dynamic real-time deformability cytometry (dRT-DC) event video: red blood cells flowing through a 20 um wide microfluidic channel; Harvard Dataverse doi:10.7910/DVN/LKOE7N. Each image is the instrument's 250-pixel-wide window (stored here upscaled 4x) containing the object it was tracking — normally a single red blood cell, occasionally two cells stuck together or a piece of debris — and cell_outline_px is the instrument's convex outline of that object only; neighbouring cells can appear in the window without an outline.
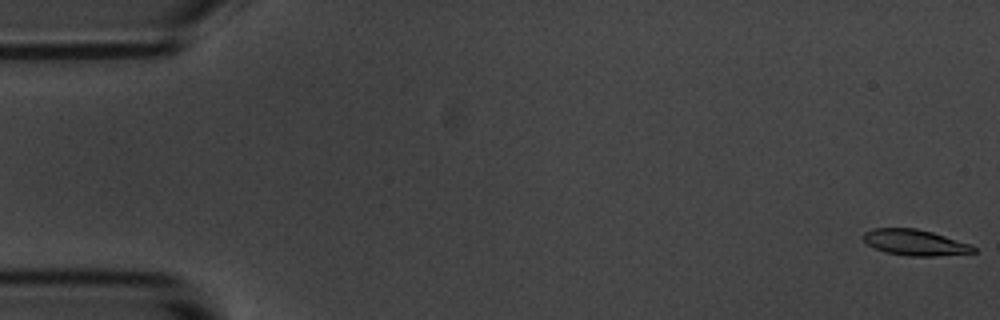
{"species": "common noctule bat (a hibernating species)", "species_latin": "Nyctalus noctula", "temperature_condition": "room temperature", "stored_images_in_passage": 59, "camera_frame_rate_fps": 3000, "um_per_image_px": 0.085, "animal": {"sex": "male", "body_mass_g": 20.1, "forearm_length_mm": 53.5}, "frame": {"image": 1, "passage_image": 1, "time_ms": 0.0, "image_size_px": [1000, 320], "cell_outline_px": [[976, 252], [936, 256], [908, 256], [884, 252], [868, 244], [864, 240], [864, 232], [872, 228], [916, 228], [932, 232], [972, 244], [976, 248]], "centroid_in_image_um": [77.8, 20.61], "position_along_channel_um": 7.2, "area_um2": 16.65}}
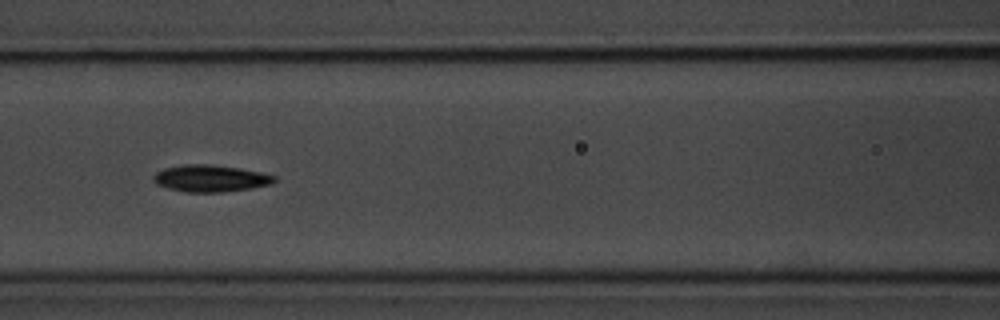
{"frame": {"image": 2, "passage_image": 25, "time_ms": 8.0, "image_size_px": [1000, 320], "cell_outline_px": [[276, 180], [272, 184], [252, 188], [220, 192], [184, 192], [168, 188], [156, 184], [152, 180], [152, 176], [156, 172], [164, 168], [184, 164], [208, 164], [240, 168], [260, 172], [276, 176]], "centroid_in_image_um": [17.87, 15.16], "position_along_channel_um": 148.7, "area_um2": 19.02}}
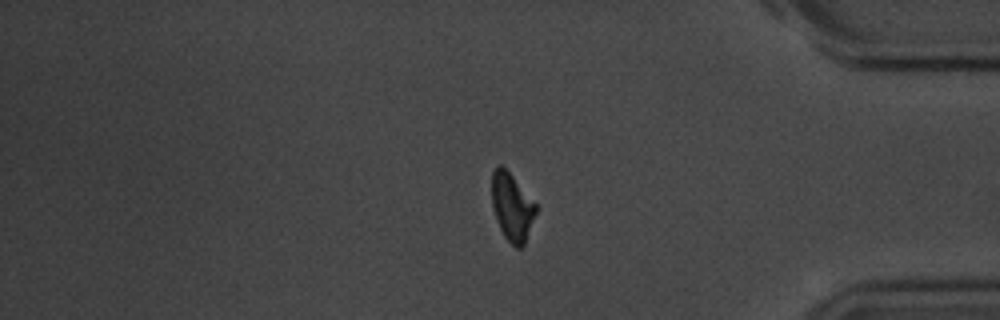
{"frame": {"image": 3, "passage_image": 48, "time_ms": 15.667, "image_size_px": [1000, 320], "cell_outline_px": [[536, 212], [524, 244], [520, 248], [516, 248], [504, 236], [496, 220], [492, 208], [492, 172], [496, 164], [500, 164], [512, 176], [536, 204]], "centroid_in_image_um": [43.49, 17.58], "position_along_channel_um": 391.7, "area_um2": 17.11}, "authors_computed_cell_mechanics": {"area_um2": 17.8602, "velocity_mm_per_s": 3.4925, "shape_relaxation_time_tau1_ms": 2.4317, "shape_relaxation_time_tau2_ms": null, "deformation_change_tau1": 0.1093, "deformation_change_tau2": null}}